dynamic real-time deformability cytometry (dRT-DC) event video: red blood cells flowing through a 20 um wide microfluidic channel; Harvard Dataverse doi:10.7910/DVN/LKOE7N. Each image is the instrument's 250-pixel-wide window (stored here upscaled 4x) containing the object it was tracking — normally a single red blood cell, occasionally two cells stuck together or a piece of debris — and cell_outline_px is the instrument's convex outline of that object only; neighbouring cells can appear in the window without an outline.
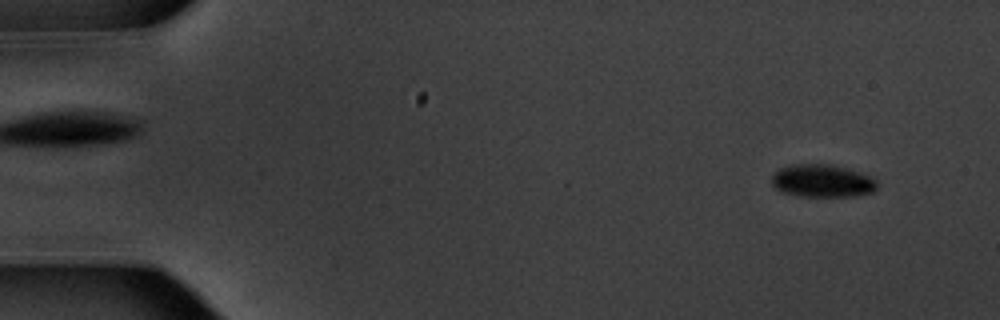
{"species": "common noctule bat (a hibernating species)", "species_latin": "Nyctalus noctula", "temperature_condition": "warm", "stored_images_in_passage": 54, "camera_frame_rate_fps": 3000, "um_per_image_px": 0.085, "animal": {"sex": "male", "body_mass_g": 20.1, "forearm_length_mm": 53.5}, "frame": {"image": 1, "passage_image": 4, "time_ms": 1.0, "image_size_px": [1000, 320], "cell_outline_px": [[876, 188], [872, 192], [852, 196], [800, 196], [780, 192], [772, 184], [772, 176], [780, 168], [792, 164], [832, 164], [860, 172], [876, 180]], "centroid_in_image_um": [69.86, 15.37], "position_along_channel_um": 15.1, "area_um2": 20.0}}
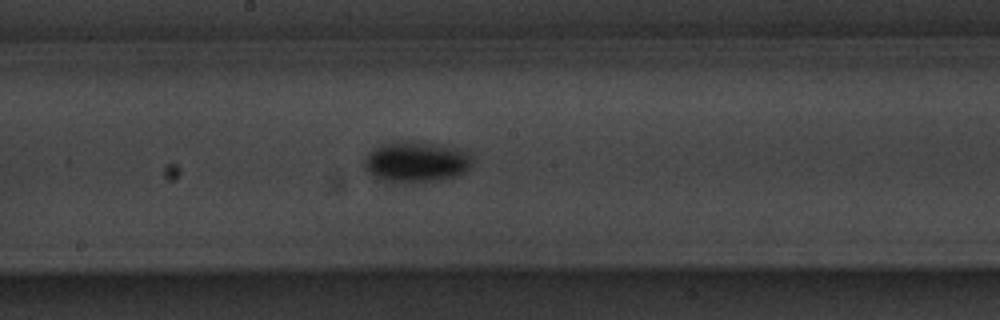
{"frame": {"image": 2, "passage_image": 29, "time_ms": 9.333, "image_size_px": [1000, 320], "cell_outline_px": [[472, 164], [464, 172], [456, 176], [428, 180], [380, 180], [368, 172], [364, 168], [364, 156], [376, 148], [384, 144], [412, 140], [460, 152], [468, 156]], "centroid_in_image_um": [35.25, 13.76], "position_along_channel_um": 212.9, "area_um2": 23.87}}
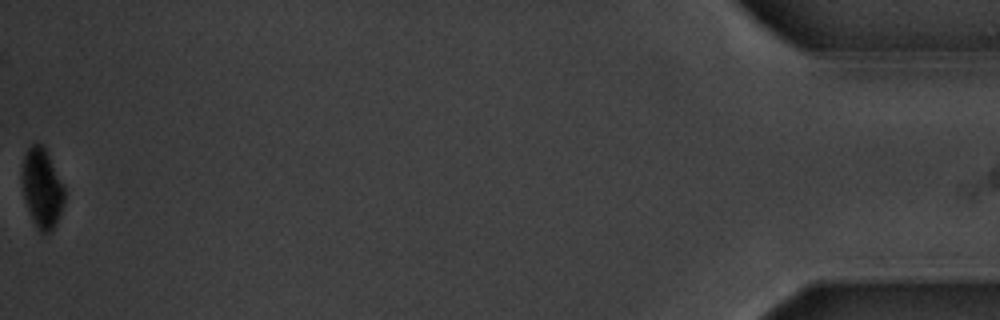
{"frame": {"image": 3, "passage_image": 54, "time_ms": 17.667, "image_size_px": [1000, 320], "cell_outline_px": [[64, 200], [56, 224], [52, 232], [44, 236], [36, 228], [32, 220], [24, 196], [20, 176], [24, 156], [28, 148], [32, 144], [40, 144], [44, 148], [64, 184]], "centroid_in_image_um": [3.56, 16.04], "position_along_channel_um": 431.6, "area_um2": 19.71}, "authors_computed_cell_mechanics": {"area_um2": 21.2704, "velocity_mm_per_s": 3.7599, "shape_relaxation_time_tau1_ms": 1.8776, "shape_relaxation_time_tau2_ms": null, "deformation_change_tau1": 0.0885, "deformation_change_tau2": null}}